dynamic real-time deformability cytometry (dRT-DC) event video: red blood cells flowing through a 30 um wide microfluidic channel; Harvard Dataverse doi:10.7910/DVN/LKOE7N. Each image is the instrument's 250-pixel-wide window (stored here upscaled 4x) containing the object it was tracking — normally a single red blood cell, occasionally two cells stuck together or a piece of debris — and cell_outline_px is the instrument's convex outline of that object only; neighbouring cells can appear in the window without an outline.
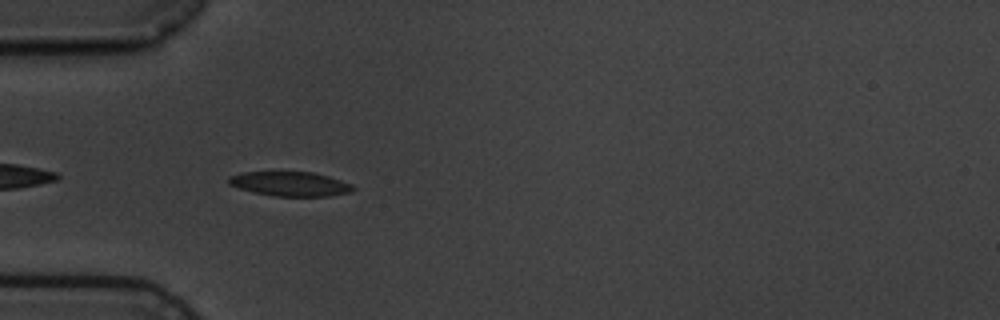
{"species": "common noctule bat (a hibernating species)", "species_latin": "Nyctalus noctula", "temperature_condition": "cold", "stored_images_in_passage": 5, "camera_frame_rate_fps": 3000, "um_per_image_px": 0.085, "animal": {"sex": "male", "body_mass_g": 19.5, "forearm_length_mm": 54.6}, "frame": {"image": 1, "passage_image": 4, "time_ms": 4.333, "image_size_px": [1000, 320], "cell_outline_px": [[356, 188], [352, 192], [328, 196], [272, 196], [240, 188], [228, 184], [228, 176], [240, 172], [312, 172], [328, 176], [352, 184]], "centroid_in_image_um": [24.67, 15.63], "position_along_channel_um": 60.3, "area_um2": 17.69}}
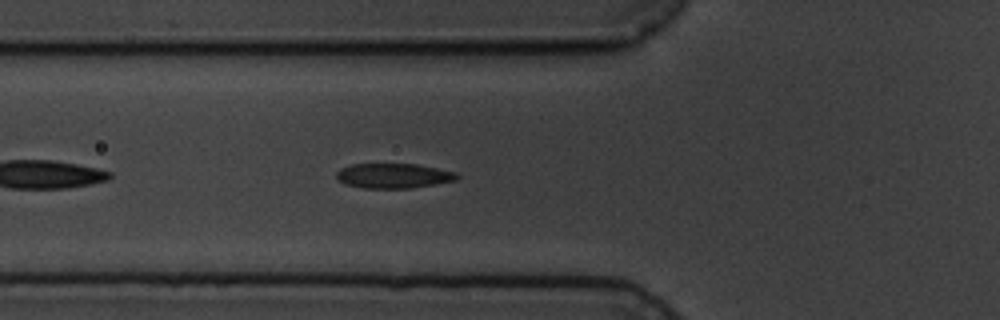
{"frame": {"image": 2, "passage_image": 5, "time_ms": 5.333, "image_size_px": [1000, 320], "cell_outline_px": [[460, 176], [456, 180], [436, 184], [412, 188], [364, 188], [344, 184], [336, 180], [336, 172], [340, 168], [352, 164], [416, 164], [456, 172]], "centroid_in_image_um": [33.42, 14.94], "position_along_channel_um": 92.4, "area_um2": 17.57}}